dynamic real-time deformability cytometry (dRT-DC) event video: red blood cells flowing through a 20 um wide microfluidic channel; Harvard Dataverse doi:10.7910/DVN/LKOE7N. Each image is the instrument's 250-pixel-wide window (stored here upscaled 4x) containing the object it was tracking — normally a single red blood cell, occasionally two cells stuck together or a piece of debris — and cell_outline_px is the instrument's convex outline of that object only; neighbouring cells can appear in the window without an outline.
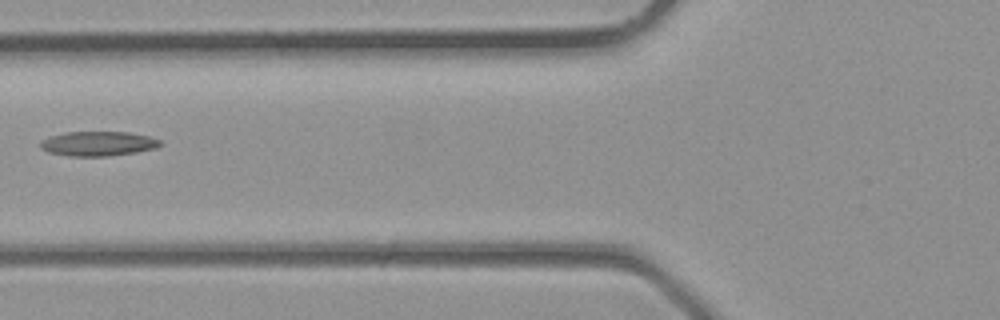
{"species": "common noctule bat (a hibernating species)", "species_latin": "Nyctalus noctula", "temperature_condition": "room temperature", "stored_images_in_passage": 4, "camera_frame_rate_fps": 3000, "um_per_image_px": 0.085, "animal": {"sex": "male", "body_mass_g": 23.1, "forearm_length_mm": 52.7}, "frame": {"image": 1, "passage_image": 4, "time_ms": 1.0, "image_size_px": [1000, 320], "cell_outline_px": [[164, 144], [156, 148], [136, 152], [108, 156], [68, 156], [48, 152], [40, 148], [40, 140], [48, 136], [64, 132], [128, 132], [148, 136], [160, 140]], "centroid_in_image_um": [8.31, 12.21], "position_along_channel_um": 117.5, "area_um2": 17.34}}